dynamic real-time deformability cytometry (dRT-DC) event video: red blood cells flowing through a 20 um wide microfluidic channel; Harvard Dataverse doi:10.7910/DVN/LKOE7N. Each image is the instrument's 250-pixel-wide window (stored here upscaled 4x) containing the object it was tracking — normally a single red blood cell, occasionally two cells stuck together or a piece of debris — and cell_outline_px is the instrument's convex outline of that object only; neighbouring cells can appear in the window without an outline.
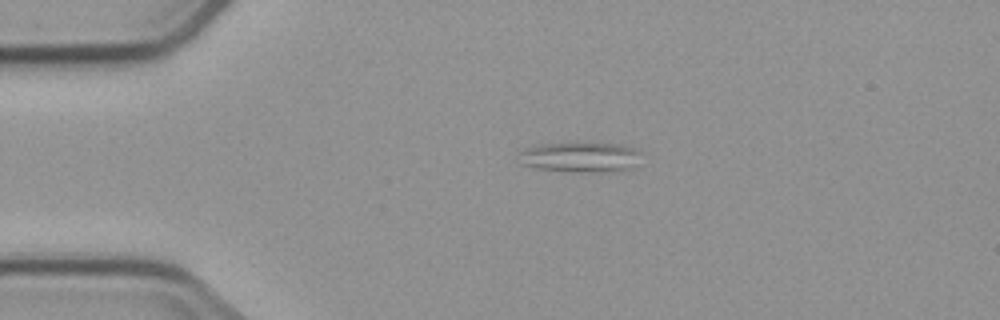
{"species": "common noctule bat (a hibernating species)", "species_latin": "Nyctalus noctula", "temperature_condition": "cold", "stored_images_in_passage": 4, "camera_frame_rate_fps": 3000, "um_per_image_px": 0.085, "animal": {"sex": "male", "body_mass_g": 23.1, "forearm_length_mm": 52.7}, "frame": {"image": 1, "passage_image": 3, "time_ms": 2.333, "image_size_px": [1000, 320], "cell_outline_px": [[640, 152], [632, 168], [608, 172], [600, 172], [536, 168], [524, 164], [520, 152], [536, 144], [616, 144], [636, 148]], "centroid_in_image_um": [49.37, 13.35], "position_along_channel_um": 35.6, "area_um2": 20.46}}